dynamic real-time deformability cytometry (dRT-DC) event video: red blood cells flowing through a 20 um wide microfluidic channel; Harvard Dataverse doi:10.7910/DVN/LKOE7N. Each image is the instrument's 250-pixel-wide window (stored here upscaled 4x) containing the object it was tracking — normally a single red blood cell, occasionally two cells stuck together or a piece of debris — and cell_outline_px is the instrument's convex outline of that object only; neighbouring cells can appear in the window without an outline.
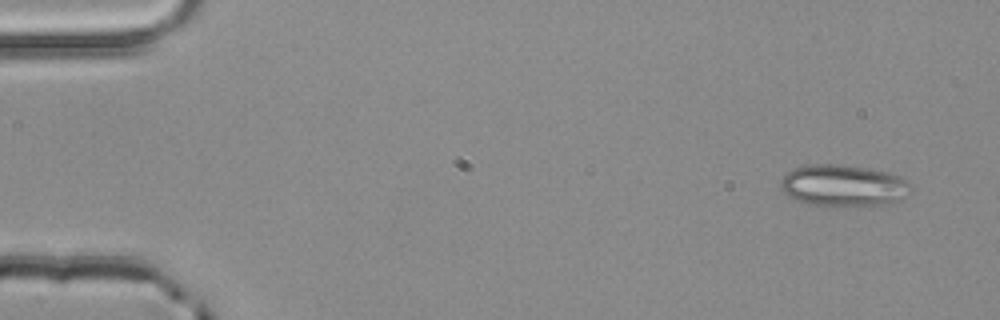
{"species": "common noctule bat (a hibernating species)", "species_latin": "Nyctalus noctula", "temperature_condition": "room temperature", "stored_images_in_passage": 3, "camera_frame_rate_fps": 3000, "um_per_image_px": 0.085, "animal": {"sex": "male", "body_mass_g": 20.4}, "frame": {"image": 1, "passage_image": 1, "time_ms": 0.0, "image_size_px": [1000, 320], "cell_outline_px": [[912, 192], [908, 196], [900, 200], [888, 204], [836, 208], [828, 208], [808, 204], [792, 200], [780, 188], [780, 180], [792, 168], [808, 164], [836, 164], [892, 172], [908, 180]], "centroid_in_image_um": [71.69, 15.81], "position_along_channel_um": 13.3, "area_um2": 32.77}}
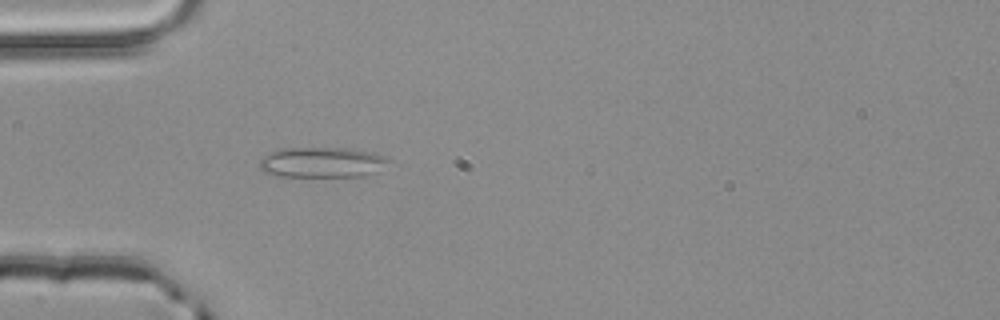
{"frame": {"image": 2, "passage_image": 3, "time_ms": 0.667, "image_size_px": [1000, 320], "cell_outline_px": [[392, 160], [376, 172], [364, 176], [280, 176], [264, 172], [260, 168], [260, 160], [264, 156], [272, 152], [284, 148], [352, 148], [372, 152], [384, 156]], "centroid_in_image_um": [27.41, 13.79], "position_along_channel_um": 57.6, "area_um2": 22.77}}